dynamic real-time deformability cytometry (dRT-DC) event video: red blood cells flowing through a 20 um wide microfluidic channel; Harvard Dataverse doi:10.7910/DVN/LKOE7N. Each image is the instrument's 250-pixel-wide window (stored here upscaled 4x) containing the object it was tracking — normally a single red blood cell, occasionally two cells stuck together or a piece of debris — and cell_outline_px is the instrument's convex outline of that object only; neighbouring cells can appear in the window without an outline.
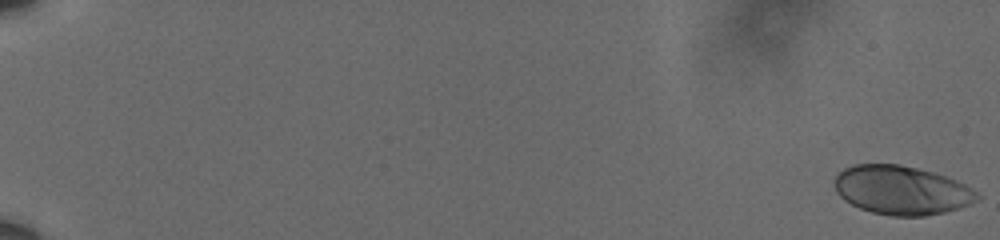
{"species": "human", "species_latin": "Homo sapiens", "temperature_condition": "cold", "stored_images_in_passage": 61, "camera_frame_rate_fps": 3000, "um_per_image_px": 0.085, "donor": {"sex": "male"}, "frame": {"image": 1, "passage_image": 1, "time_ms": 0.0, "image_size_px": [1000, 240], "cell_outline_px": [[980, 196], [976, 200], [960, 208], [944, 212], [924, 216], [892, 216], [872, 212], [860, 208], [844, 200], [836, 192], [836, 176], [844, 168], [856, 164], [900, 164], [932, 172], [956, 180], [972, 188]], "centroid_in_image_um": [76.63, 16.17], "position_along_channel_um": 8.4, "area_um2": 40.29}}
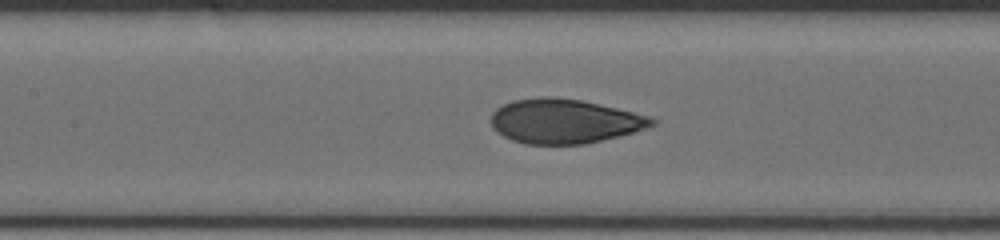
{"frame": {"image": 2, "passage_image": 32, "time_ms": 10.333, "image_size_px": [1000, 240], "cell_outline_px": [[656, 124], [648, 128], [584, 144], [524, 144], [512, 140], [504, 136], [492, 128], [492, 112], [496, 108], [512, 100], [544, 96], [580, 100], [616, 108], [648, 116], [656, 120]], "centroid_in_image_um": [47.94, 10.3], "position_along_channel_um": 159.5, "area_um2": 41.21}}
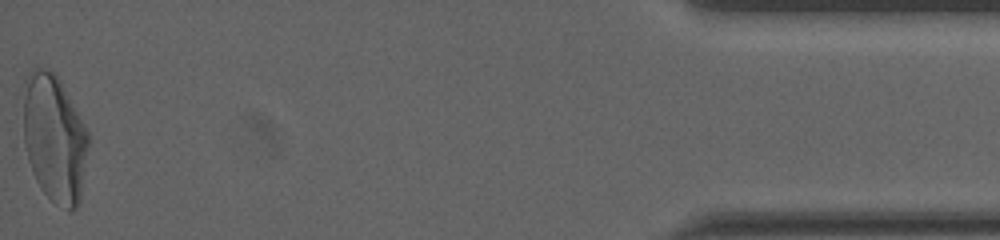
{"frame": {"image": 3, "passage_image": 61, "time_ms": 20.0, "image_size_px": [1000, 240], "cell_outline_px": [[88, 144], [80, 200], [76, 208], [72, 212], [68, 212], [56, 204], [40, 188], [32, 172], [28, 160], [24, 140], [24, 80], [28, 72], [36, 64], [48, 68], [60, 80], [88, 132]], "centroid_in_image_um": [4.6, 11.74], "position_along_channel_um": 430.6, "area_um2": 48.55}, "authors_computed_cell_mechanics": {"area_um2": 41.5004, "velocity_mm_per_s": 3.5881, "shape_relaxation_time_tau1_ms": 6.9063, "shape_relaxation_time_tau2_ms": null, "deformation_change_tau1": 0.2267, "deformation_change_tau2": null}}